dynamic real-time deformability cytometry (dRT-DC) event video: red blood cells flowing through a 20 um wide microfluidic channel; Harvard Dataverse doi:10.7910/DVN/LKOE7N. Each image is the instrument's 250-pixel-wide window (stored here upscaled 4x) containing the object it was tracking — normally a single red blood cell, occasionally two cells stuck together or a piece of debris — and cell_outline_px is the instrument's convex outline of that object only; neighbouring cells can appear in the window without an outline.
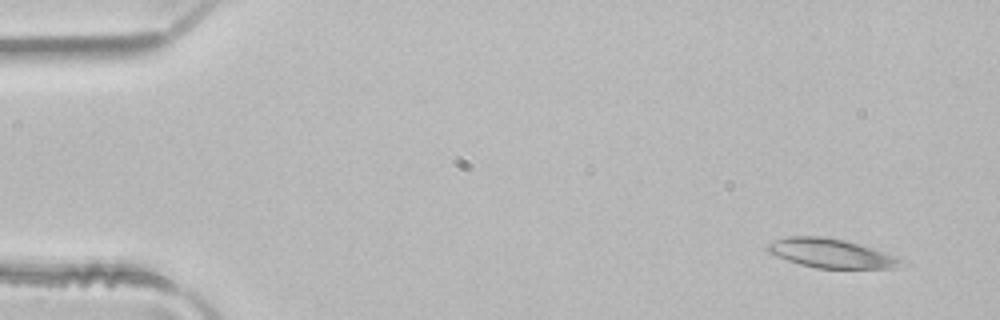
{"species": "common noctule bat (a hibernating species)", "species_latin": "Nyctalus noctula", "temperature_condition": "room temperature", "stored_images_in_passage": 4, "camera_frame_rate_fps": 3000, "um_per_image_px": 0.085, "animal": {"sex": "male", "body_mass_g": 21.5, "forearm_length_mm": 52.0}, "frame": {"image": 1, "passage_image": 1, "time_ms": 0.0, "image_size_px": [1000, 320], "cell_outline_px": [[908, 264], [896, 268], [816, 268], [800, 264], [776, 256], [768, 252], [764, 248], [768, 244], [776, 240], [788, 236], [820, 236], [844, 240], [860, 244], [872, 248], [892, 256]], "centroid_in_image_um": [70.6, 21.53], "position_along_channel_um": 14.4, "area_um2": 22.37}}
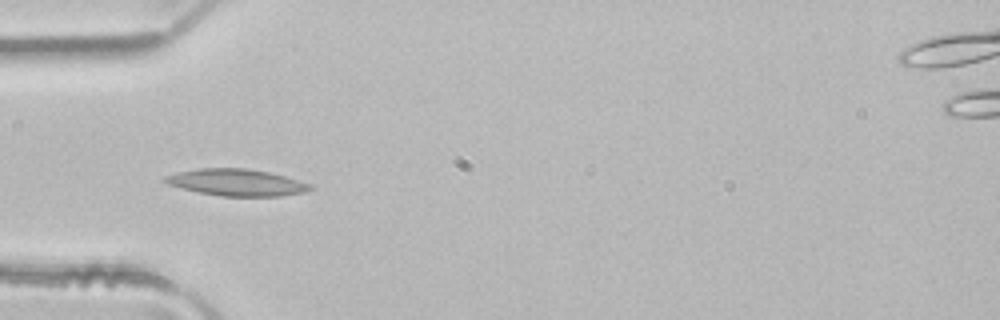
{"frame": {"image": 2, "passage_image": 4, "time_ms": 1.0, "image_size_px": [1000, 320], "cell_outline_px": [[316, 188], [304, 192], [280, 196], [220, 196], [200, 192], [168, 184], [164, 180], [164, 176], [180, 172], [200, 168], [248, 168], [268, 172], [284, 176], [308, 184]], "centroid_in_image_um": [20.13, 15.51], "position_along_channel_um": 64.9, "area_um2": 22.25}}